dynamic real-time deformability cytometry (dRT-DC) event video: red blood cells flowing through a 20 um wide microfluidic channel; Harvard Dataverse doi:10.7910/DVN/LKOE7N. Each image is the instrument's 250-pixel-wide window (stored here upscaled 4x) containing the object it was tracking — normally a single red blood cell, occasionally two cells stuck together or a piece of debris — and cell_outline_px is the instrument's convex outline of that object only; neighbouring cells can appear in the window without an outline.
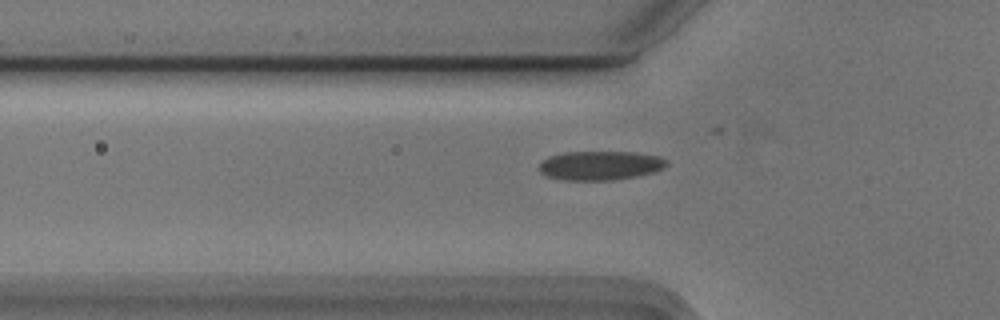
{"species": "Egyptian fruit bat (a non-hibernating species)", "species_latin": "Rousettus aegyptiacus", "temperature_condition": "cold", "stored_images_in_passage": 27, "camera_frame_rate_fps": 3000, "um_per_image_px": 0.085, "animal": {"sex": "male"}, "frame": {"image": 1, "passage_image": 3, "time_ms": 0.667, "image_size_px": [1000, 320], "cell_outline_px": [[668, 164], [664, 168], [652, 172], [636, 176], [612, 180], [560, 180], [544, 176], [540, 172], [540, 164], [548, 156], [564, 152], [636, 152], [656, 156], [668, 160]], "centroid_in_image_um": [50.99, 14.07], "position_along_channel_um": 74.8, "area_um2": 21.68}}
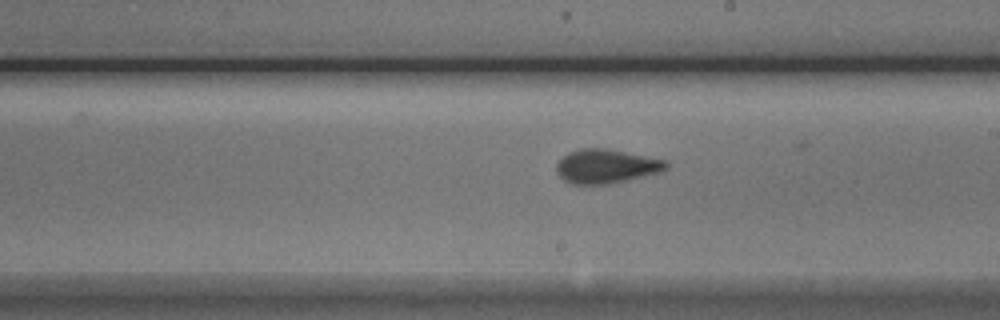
{"frame": {"image": 2, "passage_image": 16, "time_ms": 5.0, "image_size_px": [1000, 320], "cell_outline_px": [[668, 168], [660, 172], [608, 184], [572, 184], [564, 180], [556, 172], [556, 164], [568, 152], [580, 148], [608, 148], [668, 160]], "centroid_in_image_um": [51.54, 14.12], "position_along_channel_um": 237.5, "area_um2": 21.85}}
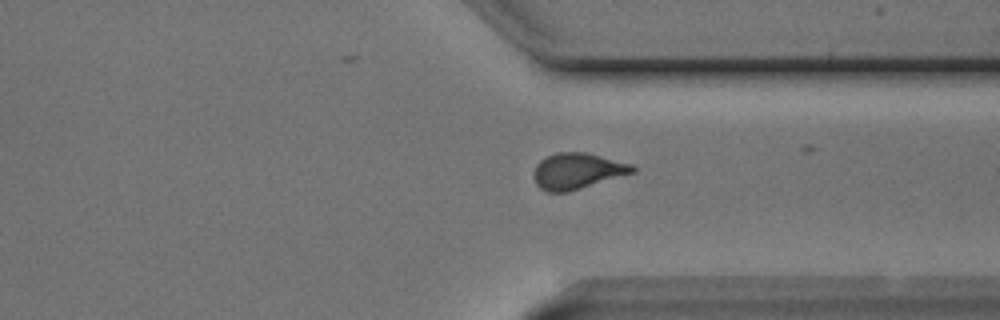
{"frame": {"image": 3, "passage_image": 26, "time_ms": 8.333, "image_size_px": [1000, 320], "cell_outline_px": [[636, 172], [568, 192], [548, 192], [540, 188], [536, 184], [532, 176], [532, 172], [536, 164], [540, 160], [556, 152], [584, 152], [632, 164], [636, 168]], "centroid_in_image_um": [49.04, 14.54], "position_along_channel_um": 362.4, "area_um2": 20.81}}